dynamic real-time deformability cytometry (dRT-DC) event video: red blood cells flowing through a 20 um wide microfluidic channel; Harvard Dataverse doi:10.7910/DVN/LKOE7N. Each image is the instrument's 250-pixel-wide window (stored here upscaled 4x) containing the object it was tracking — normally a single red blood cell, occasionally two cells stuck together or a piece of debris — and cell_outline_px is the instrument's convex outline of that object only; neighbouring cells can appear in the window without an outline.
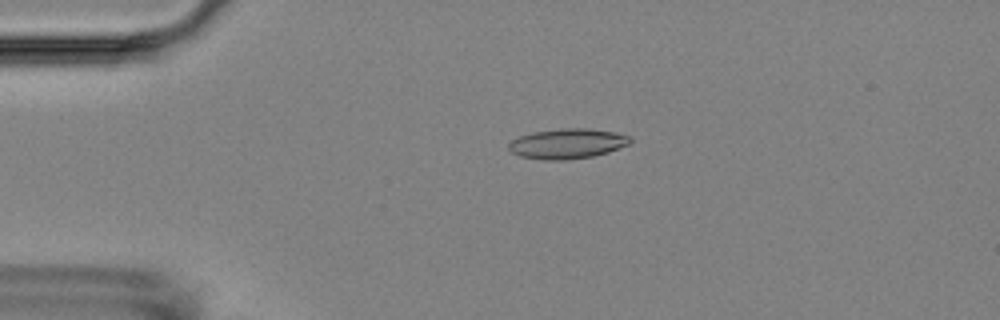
{"species": "Egyptian fruit bat (a non-hibernating species)", "species_latin": "Rousettus aegyptiacus", "temperature_condition": "room temperature", "stored_images_in_passage": 5, "camera_frame_rate_fps": 3000, "um_per_image_px": 0.085, "animal": {"sex": "female"}, "frame": {"image": 1, "passage_image": 4, "time_ms": 3.333, "image_size_px": [1000, 320], "cell_outline_px": [[632, 140], [628, 144], [608, 152], [592, 156], [560, 160], [548, 160], [520, 156], [512, 152], [508, 148], [508, 144], [512, 140], [520, 136], [532, 132], [560, 128], [584, 128], [616, 132], [632, 136]], "centroid_in_image_um": [48.23, 12.19], "position_along_channel_um": 36.8, "area_um2": 21.15}}